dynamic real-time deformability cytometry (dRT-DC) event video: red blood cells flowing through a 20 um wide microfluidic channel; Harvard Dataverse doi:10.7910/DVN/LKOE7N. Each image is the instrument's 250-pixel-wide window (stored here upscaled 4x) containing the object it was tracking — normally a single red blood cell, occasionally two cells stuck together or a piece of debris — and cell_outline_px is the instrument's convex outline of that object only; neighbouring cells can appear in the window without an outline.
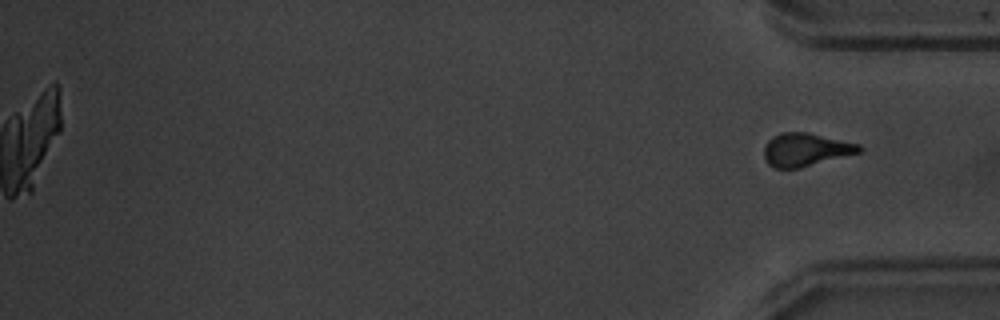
{"species": "common noctule bat (a hibernating species)", "species_latin": "Nyctalus noctula", "temperature_condition": "warm", "stored_images_in_passage": 40, "camera_frame_rate_fps": 3000, "um_per_image_px": 0.085, "animal": {"sex": "male", "body_mass_g": 20.1, "forearm_length_mm": 53.5}, "frame": {"image": 1, "passage_image": 40, "time_ms": 13.0, "image_size_px": [1000, 320], "cell_outline_px": [[864, 148], [860, 152], [800, 168], [772, 168], [768, 164], [764, 156], [764, 144], [772, 136], [780, 132], [808, 132], [860, 144]], "centroid_in_image_um": [68.46, 12.71], "position_along_channel_um": 366.7, "area_um2": 18.5}}